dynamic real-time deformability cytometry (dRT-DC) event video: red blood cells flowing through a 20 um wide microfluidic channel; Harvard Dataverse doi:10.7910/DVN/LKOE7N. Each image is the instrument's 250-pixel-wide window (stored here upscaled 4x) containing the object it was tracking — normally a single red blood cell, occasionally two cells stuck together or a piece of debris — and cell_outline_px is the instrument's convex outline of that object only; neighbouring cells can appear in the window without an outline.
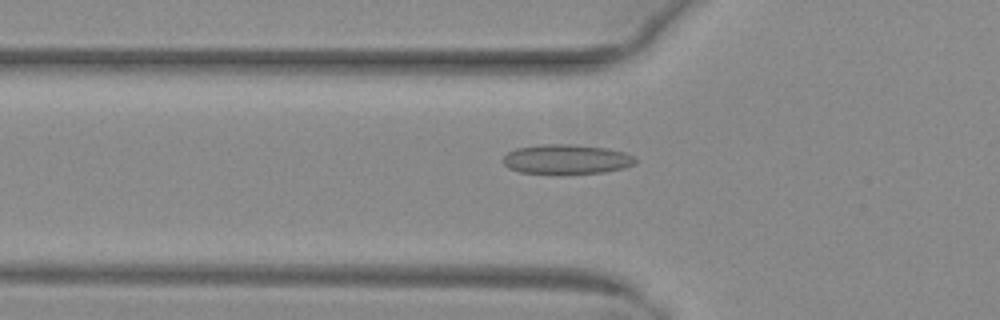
{"species": "common noctule bat (a hibernating species)", "species_latin": "Nyctalus noctula", "temperature_condition": "warm", "stored_images_in_passage": 47, "camera_frame_rate_fps": 3000, "um_per_image_px": 0.085, "animal": {"sex": "female", "body_mass_g": 29.2, "forearm_length_mm": 56.3}, "frame": {"image": 1, "passage_image": 14, "time_ms": 4.333, "image_size_px": [1000, 320], "cell_outline_px": [[636, 164], [624, 168], [604, 172], [520, 172], [508, 168], [500, 160], [508, 152], [516, 148], [540, 144], [572, 144], [608, 148], [624, 152], [636, 156]], "centroid_in_image_um": [48.17, 13.5], "position_along_channel_um": 77.6, "area_um2": 22.6}}
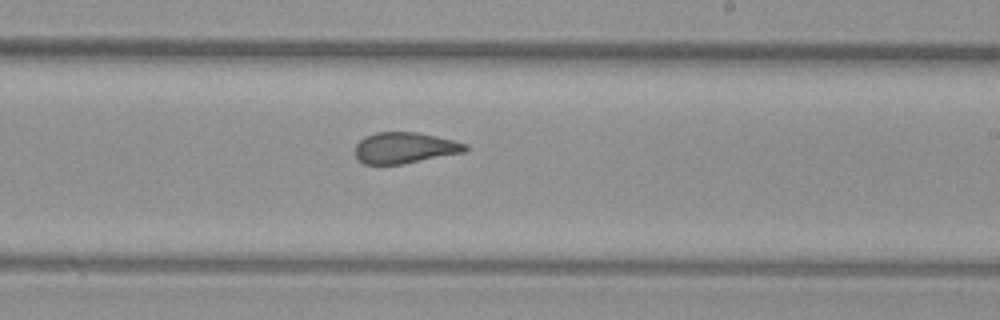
{"frame": {"image": 2, "passage_image": 27, "time_ms": 8.667, "image_size_px": [1000, 320], "cell_outline_px": [[468, 148], [464, 152], [404, 164], [364, 164], [356, 156], [356, 144], [364, 136], [376, 132], [416, 132], [436, 136], [468, 144]], "centroid_in_image_um": [34.4, 12.56], "position_along_channel_um": 254.6, "area_um2": 19.88}}
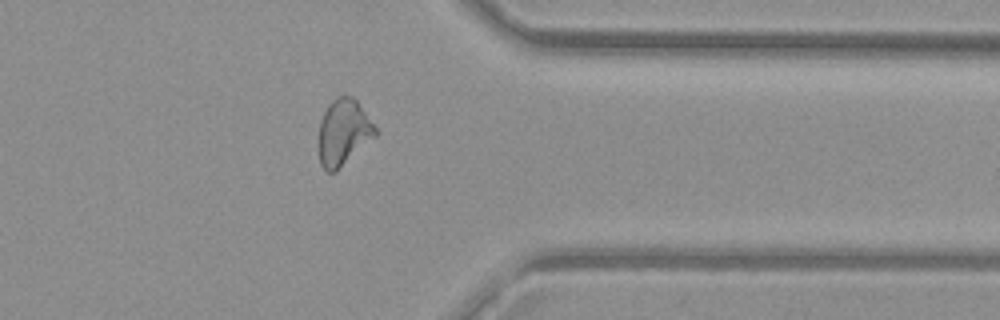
{"frame": {"image": 3, "passage_image": 37, "time_ms": 12.0, "image_size_px": [1000, 320], "cell_outline_px": [[376, 136], [336, 172], [328, 172], [320, 164], [320, 120], [328, 104], [336, 96], [352, 96], [356, 100], [376, 128]], "centroid_in_image_um": [29.19, 11.25], "position_along_channel_um": 382.2, "area_um2": 21.5}, "authors_computed_cell_mechanics": {"area_um2": 21.7328, "velocity_mm_per_s": 4.071, "shape_relaxation_time_tau1_ms": null, "shape_relaxation_time_tau2_ms": 1.4314, "deformation_change_tau1": null, "deformation_change_tau2": 0.0775}}